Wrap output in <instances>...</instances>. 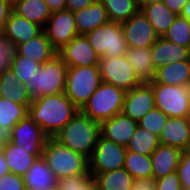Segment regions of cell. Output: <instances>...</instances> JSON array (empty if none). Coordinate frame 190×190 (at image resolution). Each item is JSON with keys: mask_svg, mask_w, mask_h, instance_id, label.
I'll return each mask as SVG.
<instances>
[{"mask_svg": "<svg viewBox=\"0 0 190 190\" xmlns=\"http://www.w3.org/2000/svg\"><path fill=\"white\" fill-rule=\"evenodd\" d=\"M79 109L64 92L33 99L28 107V117L49 136L56 135Z\"/></svg>", "mask_w": 190, "mask_h": 190, "instance_id": "6da1fadb", "label": "cell"}, {"mask_svg": "<svg viewBox=\"0 0 190 190\" xmlns=\"http://www.w3.org/2000/svg\"><path fill=\"white\" fill-rule=\"evenodd\" d=\"M100 136V123L80 110L53 138L67 148L90 158Z\"/></svg>", "mask_w": 190, "mask_h": 190, "instance_id": "7a4b0ae2", "label": "cell"}, {"mask_svg": "<svg viewBox=\"0 0 190 190\" xmlns=\"http://www.w3.org/2000/svg\"><path fill=\"white\" fill-rule=\"evenodd\" d=\"M42 157L57 179L90 174L88 172V159L60 144L53 137L48 138Z\"/></svg>", "mask_w": 190, "mask_h": 190, "instance_id": "3957f363", "label": "cell"}, {"mask_svg": "<svg viewBox=\"0 0 190 190\" xmlns=\"http://www.w3.org/2000/svg\"><path fill=\"white\" fill-rule=\"evenodd\" d=\"M67 68L58 55L42 64L36 69L32 80L25 84L31 98L64 92Z\"/></svg>", "mask_w": 190, "mask_h": 190, "instance_id": "277c9868", "label": "cell"}, {"mask_svg": "<svg viewBox=\"0 0 190 190\" xmlns=\"http://www.w3.org/2000/svg\"><path fill=\"white\" fill-rule=\"evenodd\" d=\"M101 82L99 65L68 67L64 93L81 110Z\"/></svg>", "mask_w": 190, "mask_h": 190, "instance_id": "5b68a950", "label": "cell"}, {"mask_svg": "<svg viewBox=\"0 0 190 190\" xmlns=\"http://www.w3.org/2000/svg\"><path fill=\"white\" fill-rule=\"evenodd\" d=\"M125 93L122 88L101 82L80 111L90 119L101 123L122 113Z\"/></svg>", "mask_w": 190, "mask_h": 190, "instance_id": "8992f818", "label": "cell"}, {"mask_svg": "<svg viewBox=\"0 0 190 190\" xmlns=\"http://www.w3.org/2000/svg\"><path fill=\"white\" fill-rule=\"evenodd\" d=\"M99 58L119 57L127 52L121 23L108 21L86 34Z\"/></svg>", "mask_w": 190, "mask_h": 190, "instance_id": "52a82bcc", "label": "cell"}, {"mask_svg": "<svg viewBox=\"0 0 190 190\" xmlns=\"http://www.w3.org/2000/svg\"><path fill=\"white\" fill-rule=\"evenodd\" d=\"M152 85L156 108L168 117H190V96L187 86H173L158 84Z\"/></svg>", "mask_w": 190, "mask_h": 190, "instance_id": "ba28073f", "label": "cell"}, {"mask_svg": "<svg viewBox=\"0 0 190 190\" xmlns=\"http://www.w3.org/2000/svg\"><path fill=\"white\" fill-rule=\"evenodd\" d=\"M99 68L102 82L112 84L125 91L143 83L125 55L99 58Z\"/></svg>", "mask_w": 190, "mask_h": 190, "instance_id": "9c48e42d", "label": "cell"}, {"mask_svg": "<svg viewBox=\"0 0 190 190\" xmlns=\"http://www.w3.org/2000/svg\"><path fill=\"white\" fill-rule=\"evenodd\" d=\"M126 152L125 146L116 144L100 135L97 145L88 159V172L102 173L124 168Z\"/></svg>", "mask_w": 190, "mask_h": 190, "instance_id": "30bf717a", "label": "cell"}, {"mask_svg": "<svg viewBox=\"0 0 190 190\" xmlns=\"http://www.w3.org/2000/svg\"><path fill=\"white\" fill-rule=\"evenodd\" d=\"M43 31L52 47L59 51L78 35L74 13L67 9L51 12Z\"/></svg>", "mask_w": 190, "mask_h": 190, "instance_id": "8fae6325", "label": "cell"}, {"mask_svg": "<svg viewBox=\"0 0 190 190\" xmlns=\"http://www.w3.org/2000/svg\"><path fill=\"white\" fill-rule=\"evenodd\" d=\"M48 138L41 127L27 115L12 128L10 141L25 150H31V154L41 158Z\"/></svg>", "mask_w": 190, "mask_h": 190, "instance_id": "7c38bea8", "label": "cell"}, {"mask_svg": "<svg viewBox=\"0 0 190 190\" xmlns=\"http://www.w3.org/2000/svg\"><path fill=\"white\" fill-rule=\"evenodd\" d=\"M121 27L127 48H150L159 38L141 10L122 22Z\"/></svg>", "mask_w": 190, "mask_h": 190, "instance_id": "4fadbf2b", "label": "cell"}, {"mask_svg": "<svg viewBox=\"0 0 190 190\" xmlns=\"http://www.w3.org/2000/svg\"><path fill=\"white\" fill-rule=\"evenodd\" d=\"M155 107V95L152 85L149 82H143L126 91L122 113L138 122Z\"/></svg>", "mask_w": 190, "mask_h": 190, "instance_id": "5bb4252c", "label": "cell"}, {"mask_svg": "<svg viewBox=\"0 0 190 190\" xmlns=\"http://www.w3.org/2000/svg\"><path fill=\"white\" fill-rule=\"evenodd\" d=\"M57 55L68 67L99 65V57L95 54L86 35H77L63 46Z\"/></svg>", "mask_w": 190, "mask_h": 190, "instance_id": "9a60e30c", "label": "cell"}, {"mask_svg": "<svg viewBox=\"0 0 190 190\" xmlns=\"http://www.w3.org/2000/svg\"><path fill=\"white\" fill-rule=\"evenodd\" d=\"M137 127L138 123L136 121L123 113H119L100 123V135L107 140L126 147Z\"/></svg>", "mask_w": 190, "mask_h": 190, "instance_id": "2e32d148", "label": "cell"}, {"mask_svg": "<svg viewBox=\"0 0 190 190\" xmlns=\"http://www.w3.org/2000/svg\"><path fill=\"white\" fill-rule=\"evenodd\" d=\"M159 141L182 151L190 150V117H169Z\"/></svg>", "mask_w": 190, "mask_h": 190, "instance_id": "e0dca14e", "label": "cell"}, {"mask_svg": "<svg viewBox=\"0 0 190 190\" xmlns=\"http://www.w3.org/2000/svg\"><path fill=\"white\" fill-rule=\"evenodd\" d=\"M42 31L41 26L23 18L12 10L5 22L2 34L17 46L35 38Z\"/></svg>", "mask_w": 190, "mask_h": 190, "instance_id": "ac0fdd59", "label": "cell"}, {"mask_svg": "<svg viewBox=\"0 0 190 190\" xmlns=\"http://www.w3.org/2000/svg\"><path fill=\"white\" fill-rule=\"evenodd\" d=\"M155 69L174 62L190 60V48L183 47L163 37L150 47Z\"/></svg>", "mask_w": 190, "mask_h": 190, "instance_id": "d6986e66", "label": "cell"}, {"mask_svg": "<svg viewBox=\"0 0 190 190\" xmlns=\"http://www.w3.org/2000/svg\"><path fill=\"white\" fill-rule=\"evenodd\" d=\"M74 13L78 35H86L109 20L106 9L100 0Z\"/></svg>", "mask_w": 190, "mask_h": 190, "instance_id": "ffe728a7", "label": "cell"}, {"mask_svg": "<svg viewBox=\"0 0 190 190\" xmlns=\"http://www.w3.org/2000/svg\"><path fill=\"white\" fill-rule=\"evenodd\" d=\"M28 114L25 105L0 96V141L7 143L11 139L12 128Z\"/></svg>", "mask_w": 190, "mask_h": 190, "instance_id": "44dd1931", "label": "cell"}, {"mask_svg": "<svg viewBox=\"0 0 190 190\" xmlns=\"http://www.w3.org/2000/svg\"><path fill=\"white\" fill-rule=\"evenodd\" d=\"M182 150L176 147L159 144L151 154L152 179H158L175 172L180 161Z\"/></svg>", "mask_w": 190, "mask_h": 190, "instance_id": "7402d4cb", "label": "cell"}, {"mask_svg": "<svg viewBox=\"0 0 190 190\" xmlns=\"http://www.w3.org/2000/svg\"><path fill=\"white\" fill-rule=\"evenodd\" d=\"M16 53L19 56L32 59L41 65L57 55V51L52 47L44 31L38 34L35 38H32L25 43L18 44L16 46Z\"/></svg>", "mask_w": 190, "mask_h": 190, "instance_id": "603a6c76", "label": "cell"}, {"mask_svg": "<svg viewBox=\"0 0 190 190\" xmlns=\"http://www.w3.org/2000/svg\"><path fill=\"white\" fill-rule=\"evenodd\" d=\"M153 81L164 85L187 86L190 82V60L159 67Z\"/></svg>", "mask_w": 190, "mask_h": 190, "instance_id": "cb8c5ba5", "label": "cell"}, {"mask_svg": "<svg viewBox=\"0 0 190 190\" xmlns=\"http://www.w3.org/2000/svg\"><path fill=\"white\" fill-rule=\"evenodd\" d=\"M0 96L13 100L17 104L25 105L27 108L32 103L30 93L25 85L19 82L16 74L8 68L0 75Z\"/></svg>", "mask_w": 190, "mask_h": 190, "instance_id": "d4e9b609", "label": "cell"}, {"mask_svg": "<svg viewBox=\"0 0 190 190\" xmlns=\"http://www.w3.org/2000/svg\"><path fill=\"white\" fill-rule=\"evenodd\" d=\"M2 154L5 157L10 173L24 176L37 157L31 150H25L13 142L4 143Z\"/></svg>", "mask_w": 190, "mask_h": 190, "instance_id": "484cf974", "label": "cell"}, {"mask_svg": "<svg viewBox=\"0 0 190 190\" xmlns=\"http://www.w3.org/2000/svg\"><path fill=\"white\" fill-rule=\"evenodd\" d=\"M125 56L142 82L154 80L156 69L150 48H128Z\"/></svg>", "mask_w": 190, "mask_h": 190, "instance_id": "4316f807", "label": "cell"}, {"mask_svg": "<svg viewBox=\"0 0 190 190\" xmlns=\"http://www.w3.org/2000/svg\"><path fill=\"white\" fill-rule=\"evenodd\" d=\"M23 177L25 188L46 190L57 186V178L43 157L37 158Z\"/></svg>", "mask_w": 190, "mask_h": 190, "instance_id": "83f0119b", "label": "cell"}, {"mask_svg": "<svg viewBox=\"0 0 190 190\" xmlns=\"http://www.w3.org/2000/svg\"><path fill=\"white\" fill-rule=\"evenodd\" d=\"M12 10L42 28L51 16L44 0H12Z\"/></svg>", "mask_w": 190, "mask_h": 190, "instance_id": "f1b7e54d", "label": "cell"}, {"mask_svg": "<svg viewBox=\"0 0 190 190\" xmlns=\"http://www.w3.org/2000/svg\"><path fill=\"white\" fill-rule=\"evenodd\" d=\"M140 10L151 23L159 37L164 36L174 19L177 17L164 2L151 3L143 6Z\"/></svg>", "mask_w": 190, "mask_h": 190, "instance_id": "f546056e", "label": "cell"}, {"mask_svg": "<svg viewBox=\"0 0 190 190\" xmlns=\"http://www.w3.org/2000/svg\"><path fill=\"white\" fill-rule=\"evenodd\" d=\"M97 190H132L135 179L124 169L102 173H90Z\"/></svg>", "mask_w": 190, "mask_h": 190, "instance_id": "4dcf8cb0", "label": "cell"}, {"mask_svg": "<svg viewBox=\"0 0 190 190\" xmlns=\"http://www.w3.org/2000/svg\"><path fill=\"white\" fill-rule=\"evenodd\" d=\"M159 144V136L138 126L125 148L128 151L151 156Z\"/></svg>", "mask_w": 190, "mask_h": 190, "instance_id": "1f68e13d", "label": "cell"}, {"mask_svg": "<svg viewBox=\"0 0 190 190\" xmlns=\"http://www.w3.org/2000/svg\"><path fill=\"white\" fill-rule=\"evenodd\" d=\"M124 169L135 179H152L151 156L126 152Z\"/></svg>", "mask_w": 190, "mask_h": 190, "instance_id": "d6a6232c", "label": "cell"}, {"mask_svg": "<svg viewBox=\"0 0 190 190\" xmlns=\"http://www.w3.org/2000/svg\"><path fill=\"white\" fill-rule=\"evenodd\" d=\"M107 11L110 21L122 23L137 13V0H100Z\"/></svg>", "mask_w": 190, "mask_h": 190, "instance_id": "836d02e7", "label": "cell"}, {"mask_svg": "<svg viewBox=\"0 0 190 190\" xmlns=\"http://www.w3.org/2000/svg\"><path fill=\"white\" fill-rule=\"evenodd\" d=\"M163 38L180 46L190 48V21L177 15Z\"/></svg>", "mask_w": 190, "mask_h": 190, "instance_id": "e575fe53", "label": "cell"}, {"mask_svg": "<svg viewBox=\"0 0 190 190\" xmlns=\"http://www.w3.org/2000/svg\"><path fill=\"white\" fill-rule=\"evenodd\" d=\"M40 66V63L32 59H27V57L19 56L16 53V56L11 63L10 69L16 74L19 82L25 85L27 82L32 80L36 69H38Z\"/></svg>", "mask_w": 190, "mask_h": 190, "instance_id": "d590c367", "label": "cell"}, {"mask_svg": "<svg viewBox=\"0 0 190 190\" xmlns=\"http://www.w3.org/2000/svg\"><path fill=\"white\" fill-rule=\"evenodd\" d=\"M59 190H97L91 174H80L57 179Z\"/></svg>", "mask_w": 190, "mask_h": 190, "instance_id": "8d00e7d4", "label": "cell"}, {"mask_svg": "<svg viewBox=\"0 0 190 190\" xmlns=\"http://www.w3.org/2000/svg\"><path fill=\"white\" fill-rule=\"evenodd\" d=\"M168 118L169 117L166 114L155 107L144 115L137 123L139 127L160 136Z\"/></svg>", "mask_w": 190, "mask_h": 190, "instance_id": "74e56055", "label": "cell"}, {"mask_svg": "<svg viewBox=\"0 0 190 190\" xmlns=\"http://www.w3.org/2000/svg\"><path fill=\"white\" fill-rule=\"evenodd\" d=\"M16 56V45L2 33H0V75L11 67Z\"/></svg>", "mask_w": 190, "mask_h": 190, "instance_id": "f35d334b", "label": "cell"}, {"mask_svg": "<svg viewBox=\"0 0 190 190\" xmlns=\"http://www.w3.org/2000/svg\"><path fill=\"white\" fill-rule=\"evenodd\" d=\"M182 188L190 187V150L182 151L176 169Z\"/></svg>", "mask_w": 190, "mask_h": 190, "instance_id": "ab89813d", "label": "cell"}, {"mask_svg": "<svg viewBox=\"0 0 190 190\" xmlns=\"http://www.w3.org/2000/svg\"><path fill=\"white\" fill-rule=\"evenodd\" d=\"M0 190H25L24 177L8 173L0 178Z\"/></svg>", "mask_w": 190, "mask_h": 190, "instance_id": "60d3db41", "label": "cell"}, {"mask_svg": "<svg viewBox=\"0 0 190 190\" xmlns=\"http://www.w3.org/2000/svg\"><path fill=\"white\" fill-rule=\"evenodd\" d=\"M181 188L176 171L155 179V190H180Z\"/></svg>", "mask_w": 190, "mask_h": 190, "instance_id": "b9f144b4", "label": "cell"}, {"mask_svg": "<svg viewBox=\"0 0 190 190\" xmlns=\"http://www.w3.org/2000/svg\"><path fill=\"white\" fill-rule=\"evenodd\" d=\"M12 12V0H0V33L3 32L5 22Z\"/></svg>", "mask_w": 190, "mask_h": 190, "instance_id": "7bdbcfd3", "label": "cell"}, {"mask_svg": "<svg viewBox=\"0 0 190 190\" xmlns=\"http://www.w3.org/2000/svg\"><path fill=\"white\" fill-rule=\"evenodd\" d=\"M96 0H66V9L76 12L80 9L86 8Z\"/></svg>", "mask_w": 190, "mask_h": 190, "instance_id": "ee69618b", "label": "cell"}, {"mask_svg": "<svg viewBox=\"0 0 190 190\" xmlns=\"http://www.w3.org/2000/svg\"><path fill=\"white\" fill-rule=\"evenodd\" d=\"M190 0H164V4L176 15H180Z\"/></svg>", "mask_w": 190, "mask_h": 190, "instance_id": "f6af8a7d", "label": "cell"}, {"mask_svg": "<svg viewBox=\"0 0 190 190\" xmlns=\"http://www.w3.org/2000/svg\"><path fill=\"white\" fill-rule=\"evenodd\" d=\"M132 190H155V180L147 178L137 179L134 181Z\"/></svg>", "mask_w": 190, "mask_h": 190, "instance_id": "bcb514c9", "label": "cell"}, {"mask_svg": "<svg viewBox=\"0 0 190 190\" xmlns=\"http://www.w3.org/2000/svg\"><path fill=\"white\" fill-rule=\"evenodd\" d=\"M51 12L65 10L66 0H44Z\"/></svg>", "mask_w": 190, "mask_h": 190, "instance_id": "7dc6e473", "label": "cell"}, {"mask_svg": "<svg viewBox=\"0 0 190 190\" xmlns=\"http://www.w3.org/2000/svg\"><path fill=\"white\" fill-rule=\"evenodd\" d=\"M8 173H10V171H9L8 166H7V162H6L5 157L3 156V154L0 153V178L3 175H6Z\"/></svg>", "mask_w": 190, "mask_h": 190, "instance_id": "c3c4849f", "label": "cell"}, {"mask_svg": "<svg viewBox=\"0 0 190 190\" xmlns=\"http://www.w3.org/2000/svg\"><path fill=\"white\" fill-rule=\"evenodd\" d=\"M180 16L190 21V1L184 6Z\"/></svg>", "mask_w": 190, "mask_h": 190, "instance_id": "681fc988", "label": "cell"}, {"mask_svg": "<svg viewBox=\"0 0 190 190\" xmlns=\"http://www.w3.org/2000/svg\"><path fill=\"white\" fill-rule=\"evenodd\" d=\"M164 0H137L138 7L141 9L143 6H146L151 3L163 2Z\"/></svg>", "mask_w": 190, "mask_h": 190, "instance_id": "f907efd6", "label": "cell"}, {"mask_svg": "<svg viewBox=\"0 0 190 190\" xmlns=\"http://www.w3.org/2000/svg\"><path fill=\"white\" fill-rule=\"evenodd\" d=\"M4 143L0 141V153H2Z\"/></svg>", "mask_w": 190, "mask_h": 190, "instance_id": "816d5d0a", "label": "cell"}, {"mask_svg": "<svg viewBox=\"0 0 190 190\" xmlns=\"http://www.w3.org/2000/svg\"><path fill=\"white\" fill-rule=\"evenodd\" d=\"M46 190H59V188L57 186H55V187L48 188Z\"/></svg>", "mask_w": 190, "mask_h": 190, "instance_id": "f5cc1de1", "label": "cell"}, {"mask_svg": "<svg viewBox=\"0 0 190 190\" xmlns=\"http://www.w3.org/2000/svg\"><path fill=\"white\" fill-rule=\"evenodd\" d=\"M187 89H188V93H189V96H190V82H189V84L187 85Z\"/></svg>", "mask_w": 190, "mask_h": 190, "instance_id": "db71d44e", "label": "cell"}, {"mask_svg": "<svg viewBox=\"0 0 190 190\" xmlns=\"http://www.w3.org/2000/svg\"><path fill=\"white\" fill-rule=\"evenodd\" d=\"M25 190H40V189H37V188H25Z\"/></svg>", "mask_w": 190, "mask_h": 190, "instance_id": "11a10c76", "label": "cell"}]
</instances>
